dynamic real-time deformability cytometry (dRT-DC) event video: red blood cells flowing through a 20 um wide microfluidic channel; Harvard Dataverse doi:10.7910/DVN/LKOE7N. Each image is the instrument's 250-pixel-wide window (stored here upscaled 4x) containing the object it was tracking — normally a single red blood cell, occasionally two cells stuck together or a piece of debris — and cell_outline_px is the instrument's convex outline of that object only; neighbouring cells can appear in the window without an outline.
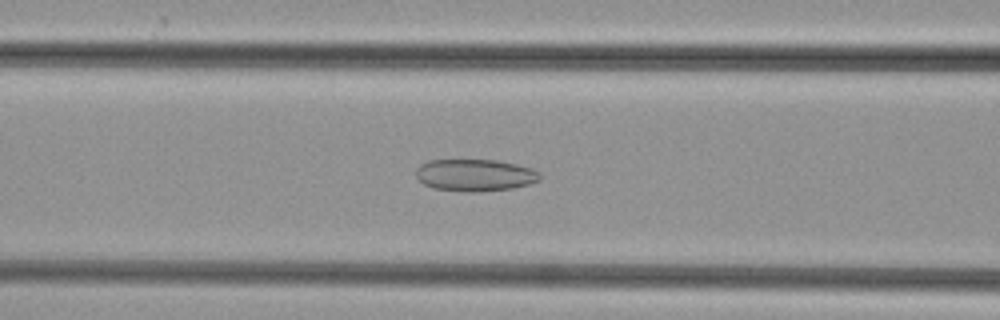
{"species": "common noctule bat (a hibernating species)", "species_latin": "Nyctalus noctula", "temperature_condition": "cold", "stored_images_in_passage": 49, "camera_frame_rate_fps": 3000, "um_per_image_px": 0.085, "animal": {"sex": "female", "body_mass_g": 29.2, "forearm_length_mm": 56.3}, "frame": {"image": 1, "passage_image": 20, "time_ms": 6.333, "image_size_px": [1000, 320], "cell_outline_px": [[540, 180], [528, 184], [512, 188], [476, 192], [464, 192], [432, 188], [424, 184], [416, 176], [416, 168], [420, 164], [428, 160], [496, 160], [516, 164], [532, 168], [540, 172]], "centroid_in_image_um": [40.36, 14.88], "position_along_channel_um": 126.2, "area_um2": 23.24}}
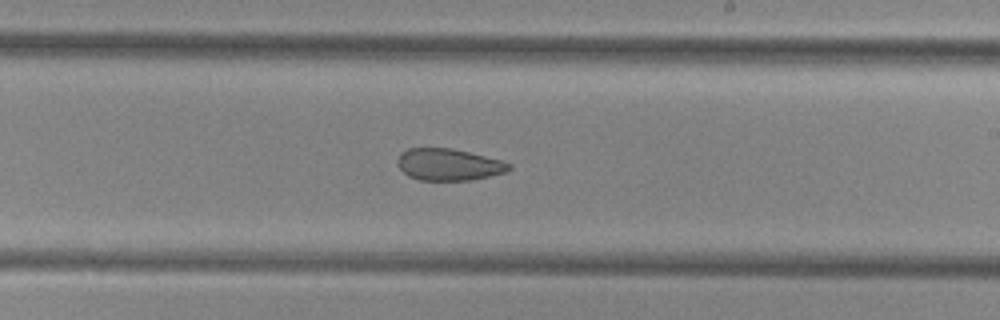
{"frame": {"image": 2, "passage_image": 29, "time_ms": 9.333, "image_size_px": [1000, 320], "cell_outline_px": [[512, 168], [504, 172], [472, 180], [420, 180], [408, 176], [396, 164], [396, 160], [400, 152], [408, 148], [452, 148], [500, 160], [512, 164]], "centroid_in_image_um": [38.09, 13.98], "position_along_channel_um": 250.9, "area_um2": 20.63}}
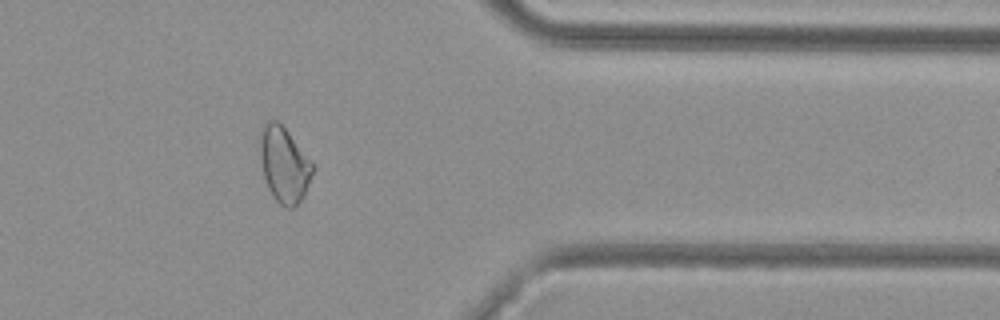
{"frame": {"image": 3, "passage_image": 40, "time_ms": 13.0, "image_size_px": [1000, 320], "cell_outline_px": [[316, 168], [304, 196], [292, 208], [288, 208], [280, 204], [272, 196], [268, 188], [264, 176], [260, 160], [260, 128], [268, 120], [276, 120], [288, 132], [312, 160]], "centroid_in_image_um": [24.17, 13.99], "position_along_channel_um": 387.2, "area_um2": 23.35}}